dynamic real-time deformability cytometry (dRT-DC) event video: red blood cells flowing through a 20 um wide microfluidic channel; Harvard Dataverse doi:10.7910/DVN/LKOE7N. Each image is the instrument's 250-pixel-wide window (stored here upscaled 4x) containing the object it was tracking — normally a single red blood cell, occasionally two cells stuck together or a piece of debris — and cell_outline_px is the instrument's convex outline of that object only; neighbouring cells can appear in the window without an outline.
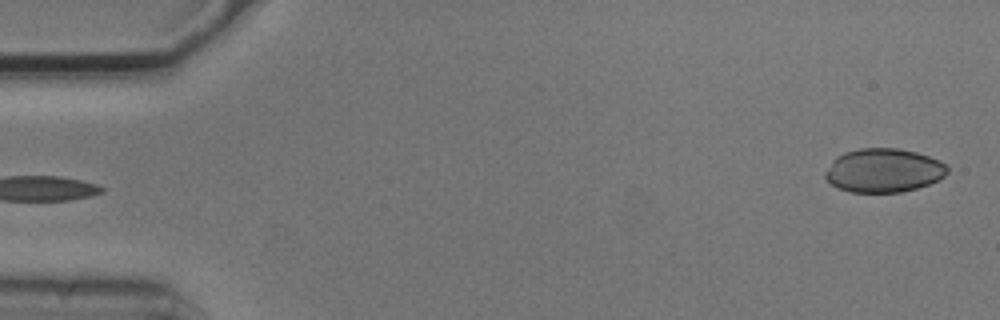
{"species": "common noctule bat (a hibernating species)", "species_latin": "Nyctalus noctula", "temperature_condition": "cold", "stored_images_in_passage": 6, "segment_of_instrument_passage": [2, 2], "camera_frame_rate_fps": 3000, "um_per_image_px": 0.085, "animal": {"sex": "male", "body_mass_g": 20.5, "forearm_length_mm": 52.5}, "frame": {"image": 1, "passage_image": 6, "time_ms": 1.667, "image_size_px": [1000, 320], "cell_outline_px": [[948, 172], [940, 180], [916, 188], [900, 192], [852, 192], [836, 188], [824, 176], [824, 172], [832, 160], [836, 156], [844, 152], [860, 148], [900, 148], [916, 152], [940, 160], [948, 168]], "centroid_in_image_um": [75.09, 14.48], "position_along_channel_um": 9.9, "area_um2": 31.33}}